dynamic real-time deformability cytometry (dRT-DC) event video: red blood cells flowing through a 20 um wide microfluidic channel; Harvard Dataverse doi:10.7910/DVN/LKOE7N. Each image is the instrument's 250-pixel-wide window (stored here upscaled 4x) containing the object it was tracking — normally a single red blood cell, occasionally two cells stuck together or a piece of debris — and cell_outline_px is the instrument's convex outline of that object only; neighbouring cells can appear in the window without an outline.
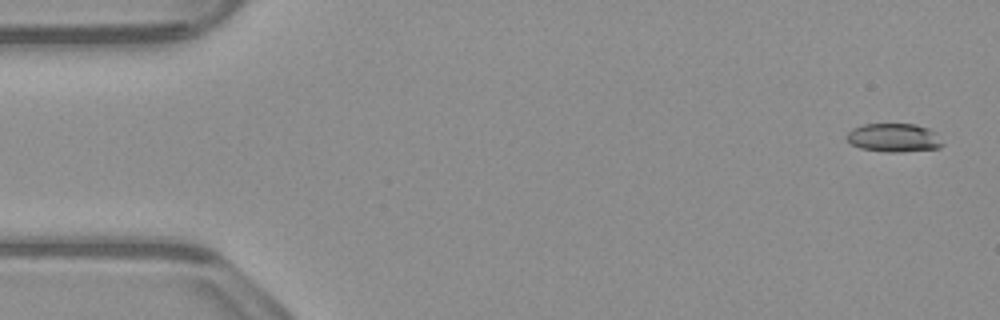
{"species": "common noctule bat (a hibernating species)", "species_latin": "Nyctalus noctula", "temperature_condition": "warm", "stored_images_in_passage": 50, "camera_frame_rate_fps": 3000, "um_per_image_px": 0.085, "animal": {"sex": "male", "body_mass_g": 23.1, "forearm_length_mm": 52.7}, "frame": {"image": 1, "passage_image": 2, "time_ms": 0.333, "image_size_px": [1000, 320], "cell_outline_px": [[944, 144], [940, 148], [900, 152], [884, 152], [860, 148], [852, 144], [844, 136], [852, 128], [864, 124], [916, 124], [928, 128], [936, 132]], "centroid_in_image_um": [75.99, 11.7], "position_along_channel_um": 9.0, "area_um2": 16.13}}
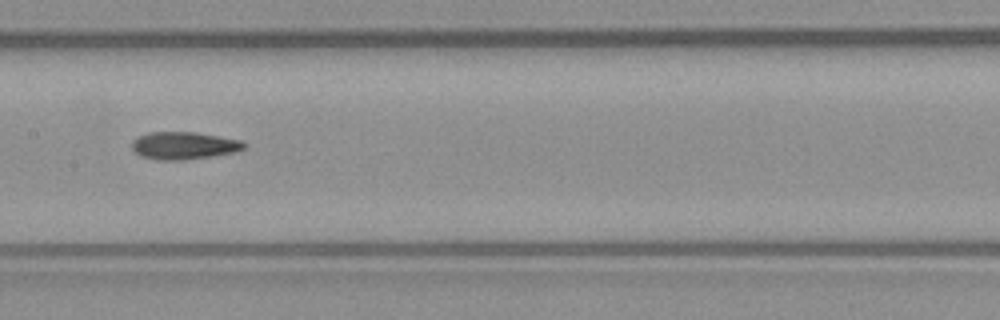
{"frame": {"image": 2, "passage_image": 26, "time_ms": 8.333, "image_size_px": [1000, 320], "cell_outline_px": [[248, 144], [244, 148], [236, 152], [212, 156], [184, 160], [156, 160], [140, 156], [132, 148], [132, 140], [148, 132], [196, 132], [240, 140]], "centroid_in_image_um": [15.63, 12.38], "position_along_channel_um": 191.8, "area_um2": 18.03}}
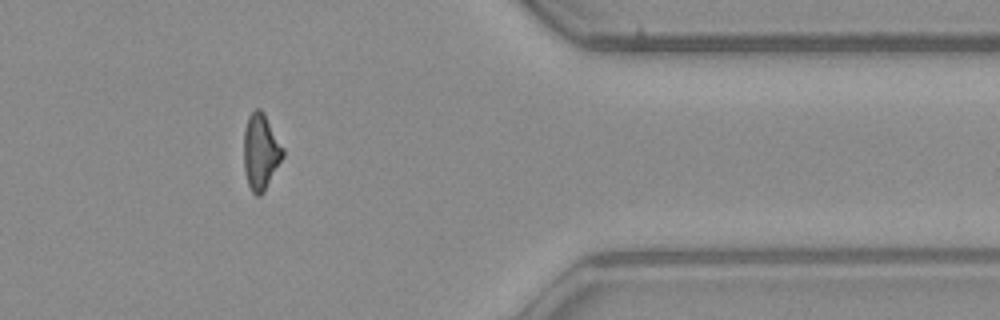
{"frame": {"image": 3, "passage_image": 43, "time_ms": 14.0, "image_size_px": [1000, 320], "cell_outline_px": [[284, 156], [264, 192], [260, 196], [256, 196], [252, 192], [248, 184], [244, 172], [244, 128], [248, 116], [256, 108], [260, 108], [264, 112], [284, 148]], "centroid_in_image_um": [22.16, 12.89], "position_along_channel_um": 389.2, "area_um2": 17.51}, "authors_computed_cell_mechanics": {"area_um2": 17.5134, "velocity_mm_per_s": 3.9302, "shape_relaxation_time_tau1_ms": null, "shape_relaxation_time_tau2_ms": 7.0461, "deformation_change_tau1": null, "deformation_change_tau2": 0.1896}}